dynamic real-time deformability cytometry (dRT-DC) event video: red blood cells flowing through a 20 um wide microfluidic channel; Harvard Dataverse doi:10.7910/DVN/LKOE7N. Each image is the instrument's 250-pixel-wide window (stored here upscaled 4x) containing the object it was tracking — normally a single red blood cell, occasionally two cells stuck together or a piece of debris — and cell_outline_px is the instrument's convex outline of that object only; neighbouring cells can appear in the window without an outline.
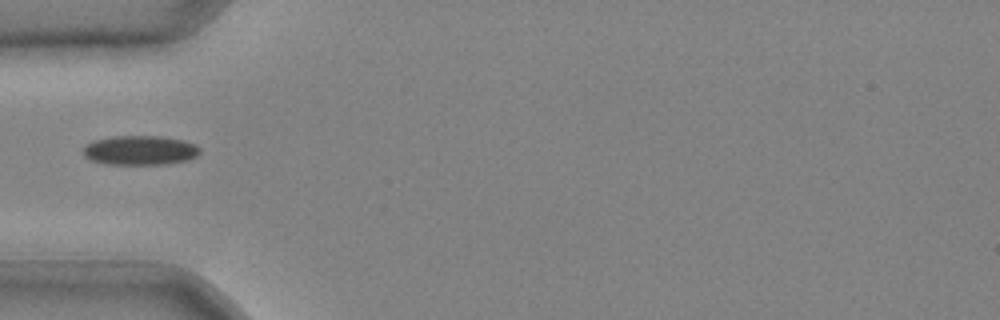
{"species": "common noctule bat (a hibernating species)", "species_latin": "Nyctalus noctula", "temperature_condition": "cold", "stored_images_in_passage": 28, "camera_frame_rate_fps": 3000, "um_per_image_px": 0.085, "animal": {"sex": "male", "body_mass_g": 20.4}, "frame": {"image": 1, "passage_image": 1, "time_ms": 0.0, "image_size_px": [1000, 320], "cell_outline_px": [[200, 152], [196, 156], [188, 160], [168, 164], [108, 164], [92, 160], [84, 156], [84, 148], [92, 140], [112, 136], [160, 136], [184, 140], [196, 144], [200, 148]], "centroid_in_image_um": [11.94, 12.77], "position_along_channel_um": 73.1, "area_um2": 20.06}}
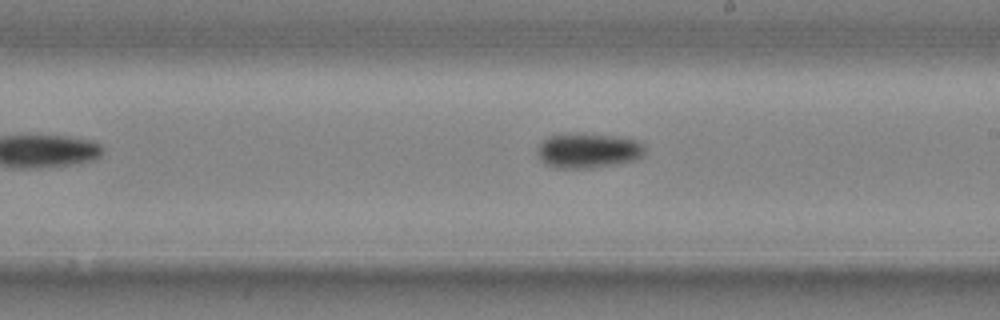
{"frame": {"image": 2, "passage_image": 12, "time_ms": 3.667, "image_size_px": [1000, 320], "cell_outline_px": [[644, 156], [636, 160], [616, 164], [592, 168], [556, 168], [544, 164], [540, 160], [536, 152], [540, 144], [548, 136], [620, 136], [640, 140], [644, 144]], "centroid_in_image_um": [50.05, 12.85], "position_along_channel_um": 239.0, "area_um2": 21.44}}
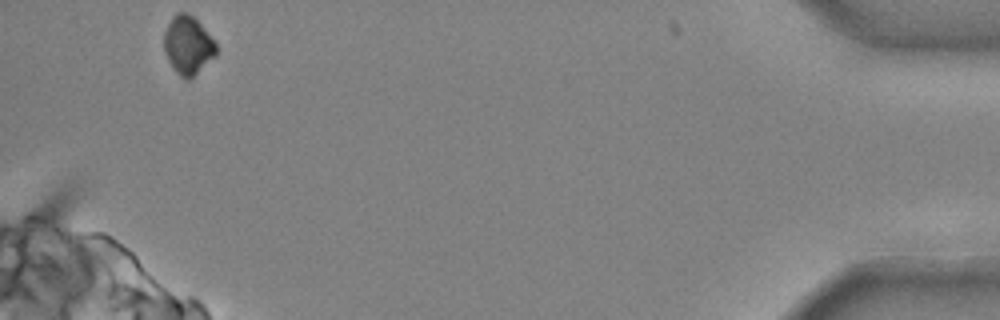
{"frame": {"image": 3, "passage_image": 28, "time_ms": 9.0, "image_size_px": [1000, 320], "cell_outline_px": [[216, 56], [188, 80], [180, 76], [172, 68], [164, 52], [164, 32], [172, 16], [176, 12], [188, 12], [200, 24], [216, 44]], "centroid_in_image_um": [15.95, 3.84], "position_along_channel_um": 419.3, "area_um2": 17.57}}